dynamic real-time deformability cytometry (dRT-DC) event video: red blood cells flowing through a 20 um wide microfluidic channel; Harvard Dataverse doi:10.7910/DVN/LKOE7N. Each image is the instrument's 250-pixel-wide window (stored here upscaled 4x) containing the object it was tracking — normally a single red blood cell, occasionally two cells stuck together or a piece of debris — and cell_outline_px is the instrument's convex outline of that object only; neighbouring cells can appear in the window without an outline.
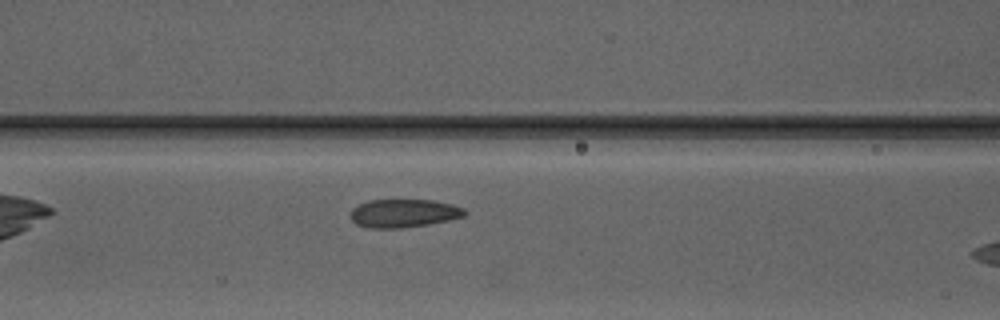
{"species": "Egyptian fruit bat (a non-hibernating species)", "species_latin": "Rousettus aegyptiacus", "temperature_condition": "warm", "stored_images_in_passage": 6, "segment_of_instrument_passage": [1, 2], "camera_frame_rate_fps": 3000, "um_per_image_px": 0.085, "animal": {"sex": "male"}, "frame": {"image": 1, "passage_image": 5, "time_ms": 5.0, "image_size_px": [1000, 320], "cell_outline_px": [[468, 212], [464, 216], [448, 220], [428, 224], [400, 228], [368, 228], [356, 224], [352, 220], [352, 208], [368, 200], [432, 200], [452, 204], [464, 208]], "centroid_in_image_um": [34.33, 18.12], "position_along_channel_um": 132.3, "area_um2": 18.73}}